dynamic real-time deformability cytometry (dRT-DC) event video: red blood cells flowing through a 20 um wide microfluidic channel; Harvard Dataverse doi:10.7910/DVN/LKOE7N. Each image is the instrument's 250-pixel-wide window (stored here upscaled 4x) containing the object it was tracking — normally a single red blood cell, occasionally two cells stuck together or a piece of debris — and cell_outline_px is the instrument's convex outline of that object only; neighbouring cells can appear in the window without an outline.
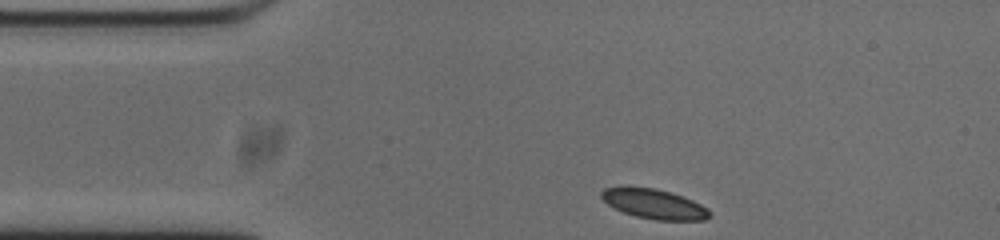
{"species": "common noctule bat (a hibernating species)", "species_latin": "Nyctalus noctula", "temperature_condition": "cold", "stored_images_in_passage": 46, "camera_frame_rate_fps": 3000, "um_per_image_px": 0.085, "animal": {"sex": "male", "body_mass_g": 20.0, "forearm_length_mm": 53.3}, "frame": {"image": 1, "passage_image": 1, "time_ms": 0.0, "image_size_px": [1000, 240], "cell_outline_px": [[712, 216], [704, 220], [656, 220], [636, 216], [624, 212], [608, 204], [600, 196], [600, 192], [604, 188], [656, 188], [692, 200], [708, 208], [712, 212]], "centroid_in_image_um": [55.66, 17.36], "position_along_channel_um": 29.3, "area_um2": 18.32}}
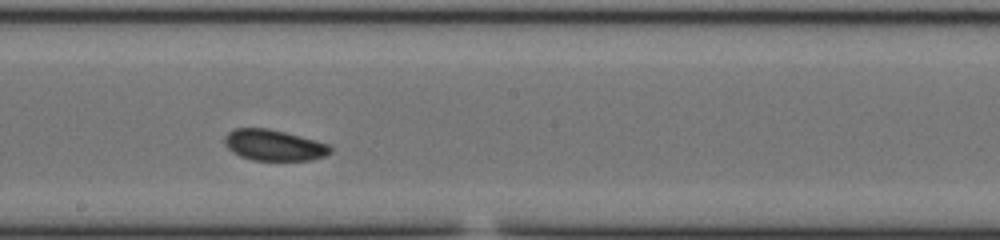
{"frame": {"image": 2, "passage_image": 20, "time_ms": 6.333, "image_size_px": [1000, 240], "cell_outline_px": [[332, 152], [324, 156], [312, 160], [252, 160], [240, 156], [232, 152], [224, 144], [224, 136], [228, 132], [236, 128], [268, 128], [316, 140], [328, 144], [332, 148]], "centroid_in_image_um": [23.27, 12.34], "position_along_channel_um": 224.9, "area_um2": 19.13}}
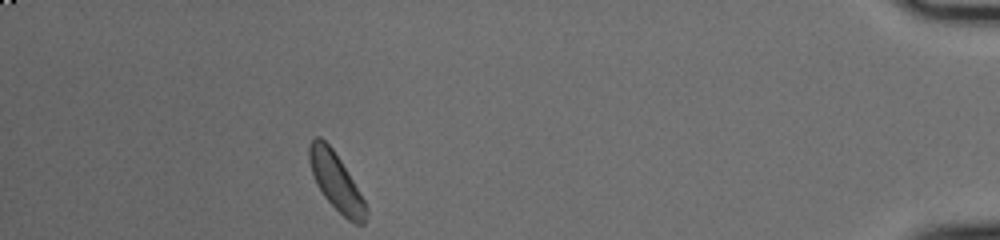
{"frame": {"image": 3, "passage_image": 40, "time_ms": 13.0, "image_size_px": [1000, 240], "cell_outline_px": [[368, 212], [364, 224], [356, 224], [348, 220], [324, 196], [316, 184], [308, 160], [308, 148], [312, 140], [316, 136], [320, 136], [332, 148], [340, 160], [364, 200], [368, 208]], "centroid_in_image_um": [28.55, 15.44], "position_along_channel_um": 406.6, "area_um2": 18.67}, "authors_computed_cell_mechanics": {"area_um2": 19.0162, "velocity_mm_per_s": 3.6946, "shape_relaxation_time_tau1_ms": 2.0572, "shape_relaxation_time_tau2_ms": null, "deformation_change_tau1": 0.0463, "deformation_change_tau2": null}}